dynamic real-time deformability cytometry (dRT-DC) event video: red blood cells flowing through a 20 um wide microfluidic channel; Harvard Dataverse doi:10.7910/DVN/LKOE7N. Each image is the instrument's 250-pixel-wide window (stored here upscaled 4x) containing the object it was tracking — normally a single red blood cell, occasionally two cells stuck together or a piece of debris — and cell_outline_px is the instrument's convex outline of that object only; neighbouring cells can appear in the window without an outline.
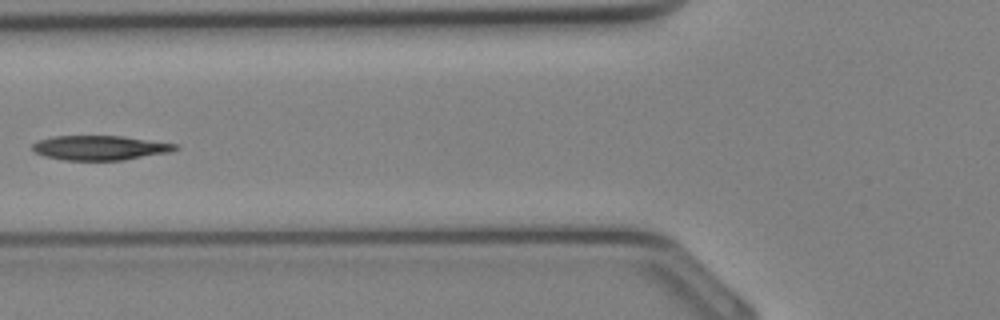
{"species": "Egyptian fruit bat (a non-hibernating species)", "species_latin": "Rousettus aegyptiacus", "temperature_condition": "cold", "stored_images_in_passage": 34, "camera_frame_rate_fps": 3000, "um_per_image_px": 0.085, "animal": {"sex": "female"}, "frame": {"image": 1, "passage_image": 13, "time_ms": 4.0, "image_size_px": [1000, 320], "cell_outline_px": [[180, 148], [168, 152], [124, 160], [64, 160], [44, 156], [36, 152], [32, 148], [32, 144], [36, 140], [52, 136], [124, 136], [176, 144]], "centroid_in_image_um": [8.46, 12.55], "position_along_channel_um": 117.3, "area_um2": 20.4}}
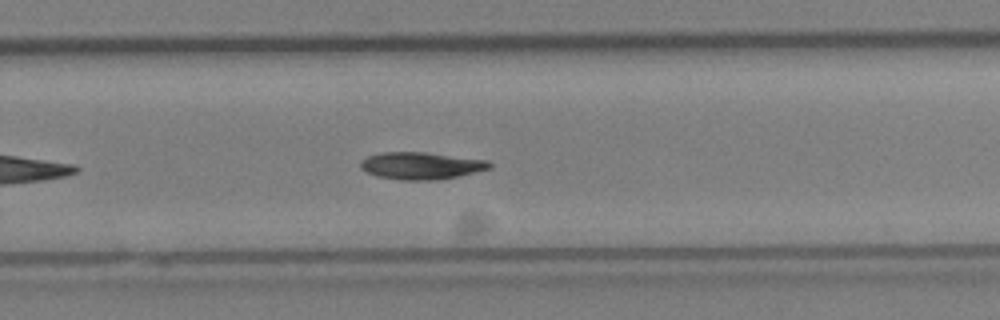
{"frame": {"image": 2, "passage_image": 22, "time_ms": 7.0, "image_size_px": [1000, 320], "cell_outline_px": [[492, 168], [456, 176], [436, 180], [400, 180], [376, 176], [360, 168], [360, 160], [368, 156], [380, 152], [424, 152], [488, 160], [492, 164]], "centroid_in_image_um": [35.77, 14.08], "position_along_channel_um": 294.0, "area_um2": 20.4}}
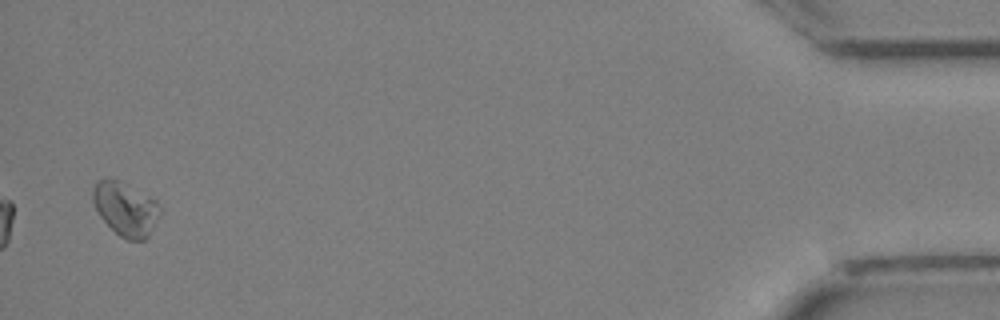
{"frame": {"image": 3, "passage_image": 33, "time_ms": 10.667, "image_size_px": [1000, 320], "cell_outline_px": [[160, 212], [148, 236], [144, 240], [128, 240], [120, 236], [100, 216], [92, 200], [92, 192], [96, 184], [100, 180], [108, 176], [112, 176], [156, 200], [160, 204]], "centroid_in_image_um": [10.66, 17.72], "position_along_channel_um": 424.5, "area_um2": 20.81}}